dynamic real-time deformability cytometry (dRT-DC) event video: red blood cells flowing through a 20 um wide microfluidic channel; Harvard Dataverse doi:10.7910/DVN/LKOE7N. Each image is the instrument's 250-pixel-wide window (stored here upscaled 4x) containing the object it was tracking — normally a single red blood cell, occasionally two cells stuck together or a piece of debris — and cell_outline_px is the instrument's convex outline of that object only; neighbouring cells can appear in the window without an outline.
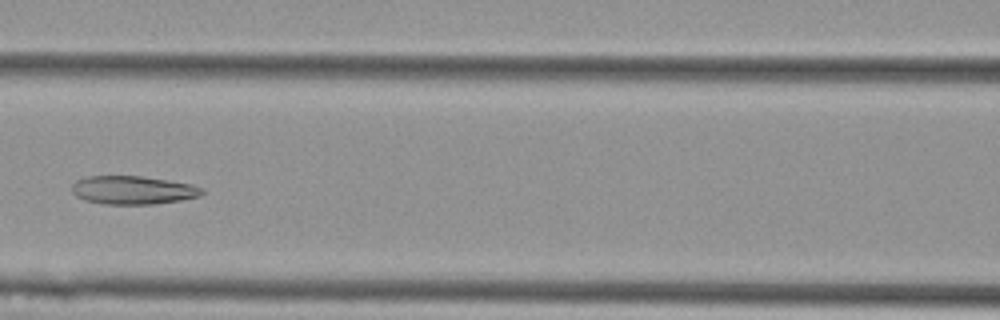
{"species": "Egyptian fruit bat (a non-hibernating species)", "species_latin": "Rousettus aegyptiacus", "temperature_condition": "cold", "stored_images_in_passage": 7, "camera_frame_rate_fps": 3000, "um_per_image_px": 0.085, "animal": {"sex": "female"}, "frame": {"image": 1, "passage_image": 7, "time_ms": 2.0, "image_size_px": [1000, 320], "cell_outline_px": [[204, 192], [200, 196], [180, 200], [156, 204], [100, 204], [84, 200], [76, 196], [72, 192], [72, 184], [76, 180], [88, 176], [140, 176], [168, 180], [192, 184], [204, 188]], "centroid_in_image_um": [11.29, 16.16], "position_along_channel_um": 155.3, "area_um2": 21.68}}